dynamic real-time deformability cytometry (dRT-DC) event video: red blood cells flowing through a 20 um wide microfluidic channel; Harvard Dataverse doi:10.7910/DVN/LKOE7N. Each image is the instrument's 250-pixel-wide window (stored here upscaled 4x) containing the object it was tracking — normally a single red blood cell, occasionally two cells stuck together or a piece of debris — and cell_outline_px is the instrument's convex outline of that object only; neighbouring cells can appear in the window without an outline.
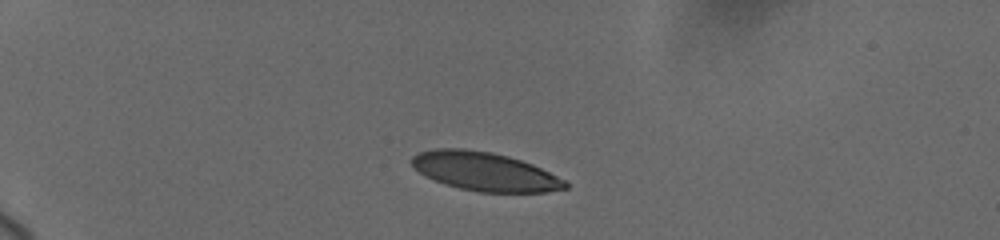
{"species": "human", "species_latin": "Homo sapiens", "temperature_condition": "cold", "stored_images_in_passage": 37, "camera_frame_rate_fps": 3000, "um_per_image_px": 0.085, "donor": {"sex": "female"}, "frame": {"image": 1, "passage_image": 1, "time_ms": 0.0, "image_size_px": [1000, 240], "cell_outline_px": [[568, 188], [548, 192], [480, 192], [460, 188], [424, 176], [412, 164], [412, 156], [420, 152], [436, 148], [464, 148], [492, 152], [508, 156], [532, 164], [564, 180], [568, 184]], "centroid_in_image_um": [41.21, 14.57], "position_along_channel_um": 43.8, "area_um2": 34.22}}
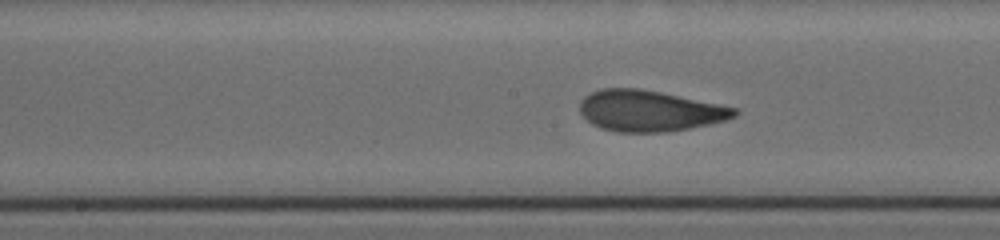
{"frame": {"image": 2, "passage_image": 18, "time_ms": 5.667, "image_size_px": [1000, 240], "cell_outline_px": [[740, 112], [736, 116], [724, 120], [708, 124], [668, 132], [616, 132], [600, 128], [592, 124], [580, 112], [580, 100], [584, 96], [600, 88], [636, 88], [660, 92], [736, 108]], "centroid_in_image_um": [55.17, 9.42], "position_along_channel_um": 193.0, "area_um2": 36.7}}
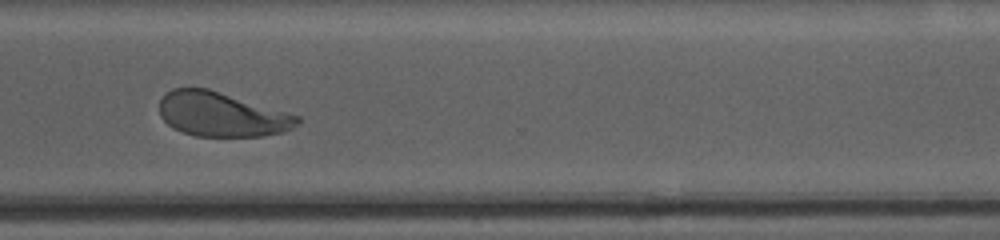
{"frame": {"image": 3, "passage_image": 36, "time_ms": 10.0, "image_size_px": [1000, 240], "cell_outline_px": [[300, 120], [292, 128], [284, 132], [264, 136], [196, 136], [172, 128], [160, 116], [160, 100], [164, 92], [172, 88], [208, 88], [300, 116]], "centroid_in_image_um": [18.81, 9.72], "position_along_channel_um": 351.8, "area_um2": 35.66}}